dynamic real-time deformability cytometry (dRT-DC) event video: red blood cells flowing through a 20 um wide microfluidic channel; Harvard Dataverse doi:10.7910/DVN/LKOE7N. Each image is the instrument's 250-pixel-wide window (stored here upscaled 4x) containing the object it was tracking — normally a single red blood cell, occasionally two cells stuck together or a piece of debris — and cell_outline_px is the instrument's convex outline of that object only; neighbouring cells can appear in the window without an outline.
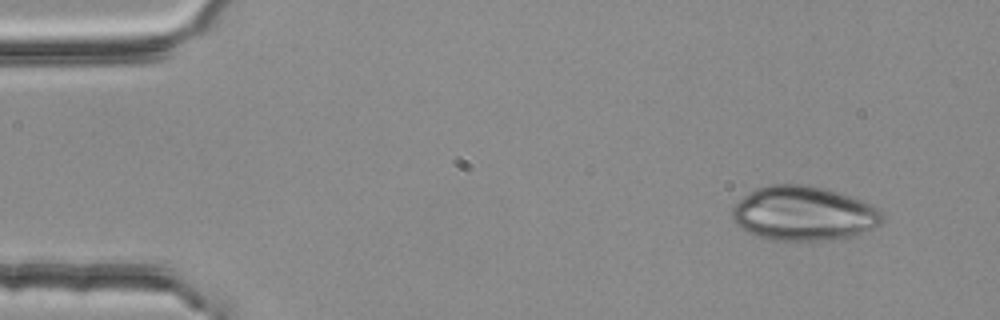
{"species": "common noctule bat (a hibernating species)", "species_latin": "Nyctalus noctula", "temperature_condition": "room temperature", "stored_images_in_passage": 4, "segment_of_instrument_passage": [1, 2], "camera_frame_rate_fps": 3000, "um_per_image_px": 0.085, "animal": {"sex": "female", "body_mass_g": 25.1}, "frame": {"image": 1, "passage_image": 1, "time_ms": 0.0, "image_size_px": [1000, 320], "cell_outline_px": [[884, 220], [876, 228], [852, 236], [816, 240], [772, 240], [748, 232], [740, 228], [732, 220], [732, 208], [748, 192], [756, 188], [772, 184], [804, 184], [828, 188], [852, 196], [876, 208], [884, 216]], "centroid_in_image_um": [68.3, 18.13], "position_along_channel_um": 16.7, "area_um2": 47.57}}